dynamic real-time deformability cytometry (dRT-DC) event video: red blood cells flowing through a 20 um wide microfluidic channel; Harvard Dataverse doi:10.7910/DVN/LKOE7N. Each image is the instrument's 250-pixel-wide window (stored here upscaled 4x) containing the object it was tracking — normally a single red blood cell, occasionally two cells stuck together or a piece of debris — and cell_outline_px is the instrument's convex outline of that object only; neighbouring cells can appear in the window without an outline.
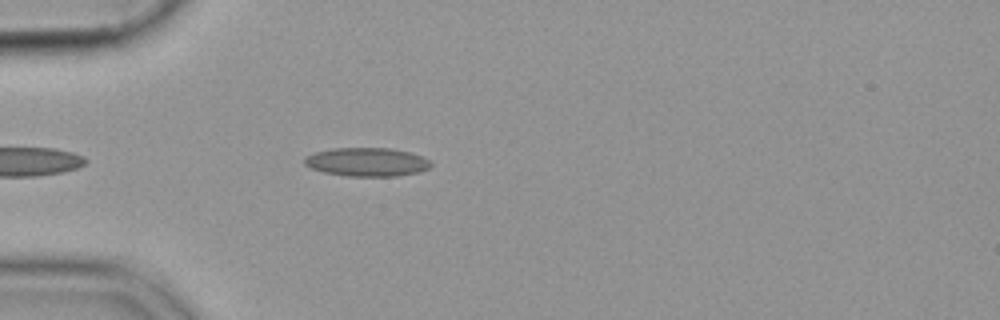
{"species": "common noctule bat (a hibernating species)", "species_latin": "Nyctalus noctula", "temperature_condition": "cold", "stored_images_in_passage": 26, "camera_frame_rate_fps": 3000, "um_per_image_px": 0.085, "animal": {"sex": "female", "body_mass_g": 19.9}, "frame": {"image": 1, "passage_image": 5, "time_ms": 1.333, "image_size_px": [1000, 320], "cell_outline_px": [[432, 164], [428, 168], [420, 172], [396, 176], [348, 176], [324, 172], [312, 168], [304, 164], [304, 156], [316, 152], [332, 148], [392, 148], [412, 152], [428, 160]], "centroid_in_image_um": [31.19, 13.76], "position_along_channel_um": 53.8, "area_um2": 21.1}}